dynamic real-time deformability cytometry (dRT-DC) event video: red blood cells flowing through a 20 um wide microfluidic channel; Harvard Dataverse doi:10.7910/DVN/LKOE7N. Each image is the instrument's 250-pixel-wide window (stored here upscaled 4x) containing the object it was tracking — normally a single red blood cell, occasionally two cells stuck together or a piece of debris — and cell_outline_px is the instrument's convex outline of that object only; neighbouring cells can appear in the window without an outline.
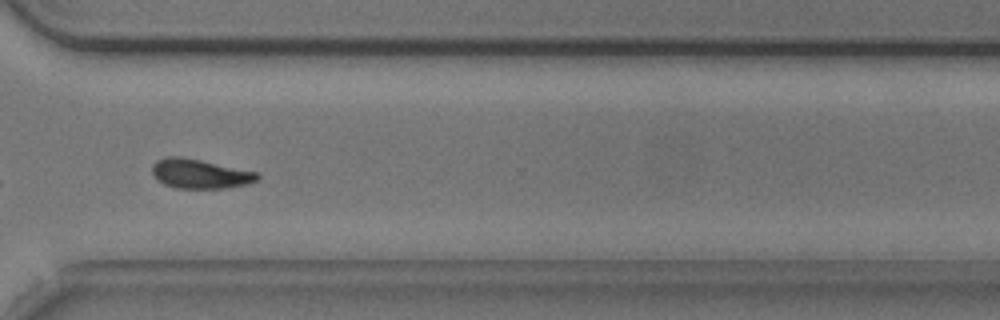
{"species": "common noctule bat (a hibernating species)", "species_latin": "Nyctalus noctula", "temperature_condition": "cold", "stored_images_in_passage": 36, "camera_frame_rate_fps": 3000, "um_per_image_px": 0.085, "animal": {"sex": "male", "body_mass_g": 20.5, "forearm_length_mm": 52.5}, "frame": {"image": 1, "passage_image": 25, "time_ms": 8.0, "image_size_px": [1000, 320], "cell_outline_px": [[260, 176], [256, 180], [248, 184], [224, 188], [176, 188], [164, 184], [156, 180], [152, 176], [152, 164], [156, 160], [168, 156], [176, 156], [200, 160], [256, 172]], "centroid_in_image_um": [16.93, 14.78], "position_along_channel_um": 353.7, "area_um2": 17.92}}